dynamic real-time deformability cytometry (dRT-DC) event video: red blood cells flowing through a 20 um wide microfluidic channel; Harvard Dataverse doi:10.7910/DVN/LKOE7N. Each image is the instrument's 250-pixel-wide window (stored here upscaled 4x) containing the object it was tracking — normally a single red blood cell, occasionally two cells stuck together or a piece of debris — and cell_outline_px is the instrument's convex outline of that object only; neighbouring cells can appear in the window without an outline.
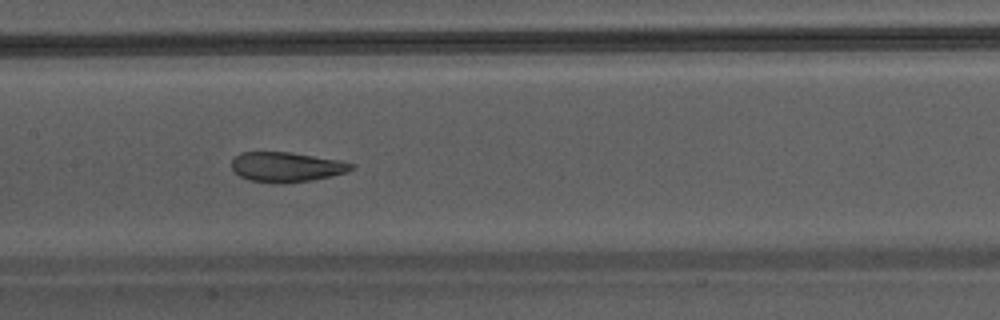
{"species": "Egyptian fruit bat (a non-hibernating species)", "species_latin": "Rousettus aegyptiacus", "temperature_condition": "warm", "stored_images_in_passage": 41, "camera_frame_rate_fps": 3000, "um_per_image_px": 0.085, "animal": {"sex": "male"}, "frame": {"image": 1, "passage_image": 18, "time_ms": 5.667, "image_size_px": [1000, 320], "cell_outline_px": [[356, 168], [348, 172], [312, 180], [280, 184], [272, 184], [248, 180], [240, 176], [232, 168], [232, 160], [240, 152], [288, 152], [340, 160], [356, 164]], "centroid_in_image_um": [24.37, 14.2], "position_along_channel_um": 183.0, "area_um2": 21.04}}